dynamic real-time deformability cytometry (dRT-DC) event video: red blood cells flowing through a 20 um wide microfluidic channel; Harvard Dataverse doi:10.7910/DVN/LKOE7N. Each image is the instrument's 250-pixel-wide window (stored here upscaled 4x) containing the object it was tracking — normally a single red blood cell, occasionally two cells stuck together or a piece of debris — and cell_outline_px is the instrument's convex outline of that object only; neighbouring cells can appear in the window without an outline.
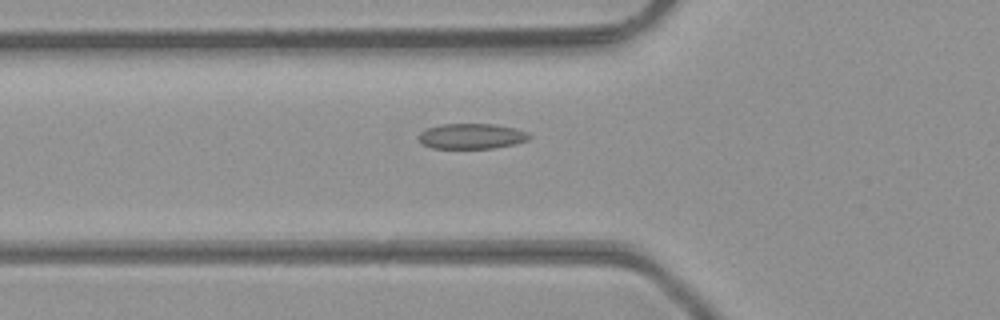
{"species": "common noctule bat (a hibernating species)", "species_latin": "Nyctalus noctula", "temperature_condition": "room temperature", "stored_images_in_passage": 41, "camera_frame_rate_fps": 3000, "um_per_image_px": 0.085, "animal": {"sex": "male", "body_mass_g": 23.1, "forearm_length_mm": 52.7}, "frame": {"image": 1, "passage_image": 11, "time_ms": 3.333, "image_size_px": [1000, 320], "cell_outline_px": [[532, 136], [528, 140], [516, 144], [492, 148], [432, 148], [424, 144], [420, 140], [420, 132], [428, 128], [440, 124], [492, 124], [516, 128], [528, 132]], "centroid_in_image_um": [40.14, 11.57], "position_along_channel_um": 85.7, "area_um2": 16.3}}
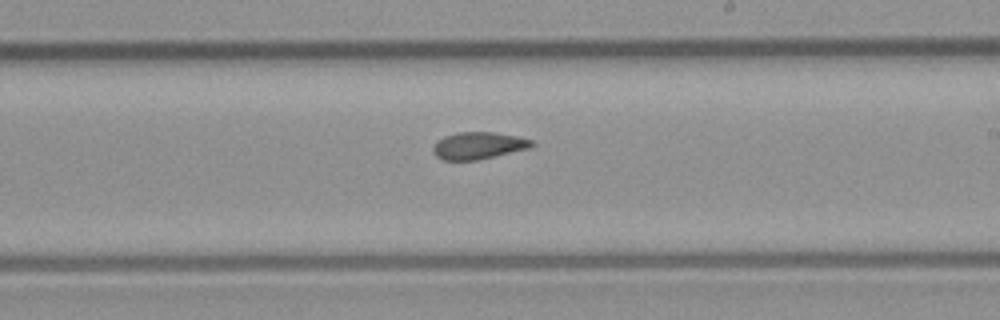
{"frame": {"image": 2, "passage_image": 22, "time_ms": 7.0, "image_size_px": [1000, 320], "cell_outline_px": [[536, 144], [532, 148], [476, 160], [444, 160], [436, 156], [432, 152], [432, 148], [436, 140], [444, 136], [460, 132], [492, 132], [516, 136], [532, 140]], "centroid_in_image_um": [40.66, 12.37], "position_along_channel_um": 248.3, "area_um2": 15.66}}
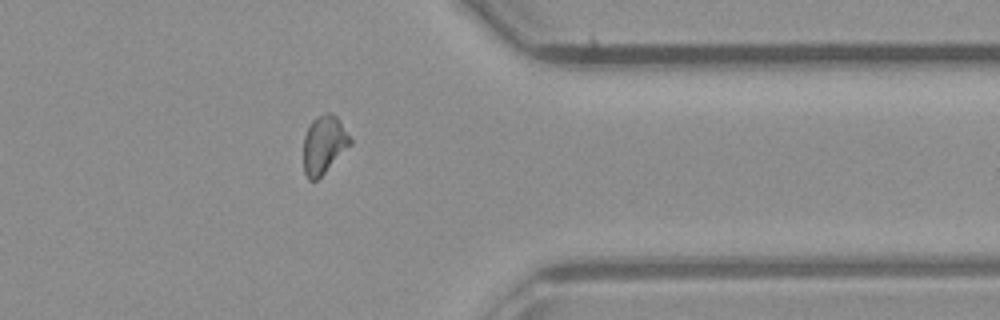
{"frame": {"image": 3, "passage_image": 32, "time_ms": 10.333, "image_size_px": [1000, 320], "cell_outline_px": [[352, 144], [316, 180], [308, 180], [304, 172], [304, 136], [312, 120], [316, 116], [328, 112], [336, 116], [352, 140]], "centroid_in_image_um": [27.53, 12.28], "position_along_channel_um": 383.9, "area_um2": 15.55}, "authors_computed_cell_mechanics": {"area_um2": 15.8372, "velocity_mm_per_s": 4.4116, "shape_relaxation_time_tau1_ms": null, "shape_relaxation_time_tau2_ms": 2.3126, "deformation_change_tau1": null, "deformation_change_tau2": 0.069}}